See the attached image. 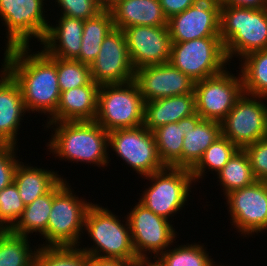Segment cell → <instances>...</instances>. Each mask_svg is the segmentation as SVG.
<instances>
[{
  "instance_id": "6da1fadb",
  "label": "cell",
  "mask_w": 267,
  "mask_h": 266,
  "mask_svg": "<svg viewBox=\"0 0 267 266\" xmlns=\"http://www.w3.org/2000/svg\"><path fill=\"white\" fill-rule=\"evenodd\" d=\"M32 46H17L4 50L2 66L17 81L29 113L47 115L50 118L60 100L57 75V57L43 50L34 52Z\"/></svg>"
},
{
  "instance_id": "7a4b0ae2",
  "label": "cell",
  "mask_w": 267,
  "mask_h": 266,
  "mask_svg": "<svg viewBox=\"0 0 267 266\" xmlns=\"http://www.w3.org/2000/svg\"><path fill=\"white\" fill-rule=\"evenodd\" d=\"M46 130L53 129L47 144L49 151L68 163L92 164L105 168L112 160L108 147V132L93 121L45 122ZM55 127V128H54ZM110 159V160H109Z\"/></svg>"
},
{
  "instance_id": "3957f363",
  "label": "cell",
  "mask_w": 267,
  "mask_h": 266,
  "mask_svg": "<svg viewBox=\"0 0 267 266\" xmlns=\"http://www.w3.org/2000/svg\"><path fill=\"white\" fill-rule=\"evenodd\" d=\"M113 213L108 207L92 203L85 215L84 233L87 232L93 245L79 246L90 256L115 258L136 265L140 260L133 248L128 219L125 215L122 220Z\"/></svg>"
},
{
  "instance_id": "277c9868",
  "label": "cell",
  "mask_w": 267,
  "mask_h": 266,
  "mask_svg": "<svg viewBox=\"0 0 267 266\" xmlns=\"http://www.w3.org/2000/svg\"><path fill=\"white\" fill-rule=\"evenodd\" d=\"M220 38L229 62L267 48V8L221 6Z\"/></svg>"
},
{
  "instance_id": "5b68a950",
  "label": "cell",
  "mask_w": 267,
  "mask_h": 266,
  "mask_svg": "<svg viewBox=\"0 0 267 266\" xmlns=\"http://www.w3.org/2000/svg\"><path fill=\"white\" fill-rule=\"evenodd\" d=\"M63 178L53 188V203L47 223V246H79L84 234L86 212L92 202L75 195Z\"/></svg>"
},
{
  "instance_id": "8992f818",
  "label": "cell",
  "mask_w": 267,
  "mask_h": 266,
  "mask_svg": "<svg viewBox=\"0 0 267 266\" xmlns=\"http://www.w3.org/2000/svg\"><path fill=\"white\" fill-rule=\"evenodd\" d=\"M143 179H147L150 185L141 193L138 201L171 222L174 215L181 214L178 212L188 205L192 185L195 186L191 170L187 168L165 166Z\"/></svg>"
},
{
  "instance_id": "52a82bcc",
  "label": "cell",
  "mask_w": 267,
  "mask_h": 266,
  "mask_svg": "<svg viewBox=\"0 0 267 266\" xmlns=\"http://www.w3.org/2000/svg\"><path fill=\"white\" fill-rule=\"evenodd\" d=\"M95 121L107 132L143 125L144 100L134 80L99 87Z\"/></svg>"
},
{
  "instance_id": "ba28073f",
  "label": "cell",
  "mask_w": 267,
  "mask_h": 266,
  "mask_svg": "<svg viewBox=\"0 0 267 266\" xmlns=\"http://www.w3.org/2000/svg\"><path fill=\"white\" fill-rule=\"evenodd\" d=\"M49 0H0V18L5 27L4 50L17 46H30L31 40L42 42L50 21L47 4ZM46 5V7H45ZM34 38V39H33ZM36 39V40H35Z\"/></svg>"
},
{
  "instance_id": "9c48e42d",
  "label": "cell",
  "mask_w": 267,
  "mask_h": 266,
  "mask_svg": "<svg viewBox=\"0 0 267 266\" xmlns=\"http://www.w3.org/2000/svg\"><path fill=\"white\" fill-rule=\"evenodd\" d=\"M169 62L195 82L222 73L232 63L220 37L172 42Z\"/></svg>"
},
{
  "instance_id": "30bf717a",
  "label": "cell",
  "mask_w": 267,
  "mask_h": 266,
  "mask_svg": "<svg viewBox=\"0 0 267 266\" xmlns=\"http://www.w3.org/2000/svg\"><path fill=\"white\" fill-rule=\"evenodd\" d=\"M134 205L126 215L134 251L139 260H152V255L155 260L173 243H177L179 233L173 227V222L153 213L140 202Z\"/></svg>"
},
{
  "instance_id": "8fae6325",
  "label": "cell",
  "mask_w": 267,
  "mask_h": 266,
  "mask_svg": "<svg viewBox=\"0 0 267 266\" xmlns=\"http://www.w3.org/2000/svg\"><path fill=\"white\" fill-rule=\"evenodd\" d=\"M108 147L140 177L148 176L165 166L161 162L155 137L144 125L108 132Z\"/></svg>"
},
{
  "instance_id": "7c38bea8",
  "label": "cell",
  "mask_w": 267,
  "mask_h": 266,
  "mask_svg": "<svg viewBox=\"0 0 267 266\" xmlns=\"http://www.w3.org/2000/svg\"><path fill=\"white\" fill-rule=\"evenodd\" d=\"M266 102L267 97L243 93L228 115L221 121L222 135L239 149L266 138Z\"/></svg>"
},
{
  "instance_id": "4fadbf2b",
  "label": "cell",
  "mask_w": 267,
  "mask_h": 266,
  "mask_svg": "<svg viewBox=\"0 0 267 266\" xmlns=\"http://www.w3.org/2000/svg\"><path fill=\"white\" fill-rule=\"evenodd\" d=\"M229 67L216 76L195 82L196 113L202 119L221 122L244 93L239 70L235 76Z\"/></svg>"
},
{
  "instance_id": "5bb4252c",
  "label": "cell",
  "mask_w": 267,
  "mask_h": 266,
  "mask_svg": "<svg viewBox=\"0 0 267 266\" xmlns=\"http://www.w3.org/2000/svg\"><path fill=\"white\" fill-rule=\"evenodd\" d=\"M230 224L240 236L252 237L267 230V181L234 190L225 198ZM263 232V233H262Z\"/></svg>"
},
{
  "instance_id": "9a60e30c",
  "label": "cell",
  "mask_w": 267,
  "mask_h": 266,
  "mask_svg": "<svg viewBox=\"0 0 267 266\" xmlns=\"http://www.w3.org/2000/svg\"><path fill=\"white\" fill-rule=\"evenodd\" d=\"M89 66L91 78L99 86L134 80L135 70L130 61L123 30L114 28L107 34L97 58Z\"/></svg>"
},
{
  "instance_id": "2e32d148",
  "label": "cell",
  "mask_w": 267,
  "mask_h": 266,
  "mask_svg": "<svg viewBox=\"0 0 267 266\" xmlns=\"http://www.w3.org/2000/svg\"><path fill=\"white\" fill-rule=\"evenodd\" d=\"M220 2L198 0L183 12L168 19L171 42L220 37Z\"/></svg>"
},
{
  "instance_id": "e0dca14e",
  "label": "cell",
  "mask_w": 267,
  "mask_h": 266,
  "mask_svg": "<svg viewBox=\"0 0 267 266\" xmlns=\"http://www.w3.org/2000/svg\"><path fill=\"white\" fill-rule=\"evenodd\" d=\"M123 31L134 70L169 62L172 42L168 26H131Z\"/></svg>"
},
{
  "instance_id": "ac0fdd59",
  "label": "cell",
  "mask_w": 267,
  "mask_h": 266,
  "mask_svg": "<svg viewBox=\"0 0 267 266\" xmlns=\"http://www.w3.org/2000/svg\"><path fill=\"white\" fill-rule=\"evenodd\" d=\"M134 82L144 102L194 93L195 89V81L170 62L135 70Z\"/></svg>"
},
{
  "instance_id": "d6986e66",
  "label": "cell",
  "mask_w": 267,
  "mask_h": 266,
  "mask_svg": "<svg viewBox=\"0 0 267 266\" xmlns=\"http://www.w3.org/2000/svg\"><path fill=\"white\" fill-rule=\"evenodd\" d=\"M28 112L17 81L3 67L0 68V144H17L21 122ZM23 120V121H22ZM19 133V134H18ZM18 140V141H17Z\"/></svg>"
},
{
  "instance_id": "ffe728a7",
  "label": "cell",
  "mask_w": 267,
  "mask_h": 266,
  "mask_svg": "<svg viewBox=\"0 0 267 266\" xmlns=\"http://www.w3.org/2000/svg\"><path fill=\"white\" fill-rule=\"evenodd\" d=\"M57 18L58 24L49 23L41 49L52 57L75 60L80 53L84 20L59 14Z\"/></svg>"
},
{
  "instance_id": "44dd1931",
  "label": "cell",
  "mask_w": 267,
  "mask_h": 266,
  "mask_svg": "<svg viewBox=\"0 0 267 266\" xmlns=\"http://www.w3.org/2000/svg\"><path fill=\"white\" fill-rule=\"evenodd\" d=\"M99 87L91 80L87 85L61 92L58 107L46 122L95 120Z\"/></svg>"
},
{
  "instance_id": "7402d4cb",
  "label": "cell",
  "mask_w": 267,
  "mask_h": 266,
  "mask_svg": "<svg viewBox=\"0 0 267 266\" xmlns=\"http://www.w3.org/2000/svg\"><path fill=\"white\" fill-rule=\"evenodd\" d=\"M221 122L202 119L197 113L185 118L182 168L192 169L206 149L220 136Z\"/></svg>"
},
{
  "instance_id": "603a6c76",
  "label": "cell",
  "mask_w": 267,
  "mask_h": 266,
  "mask_svg": "<svg viewBox=\"0 0 267 266\" xmlns=\"http://www.w3.org/2000/svg\"><path fill=\"white\" fill-rule=\"evenodd\" d=\"M114 28L168 26L160 0H118L109 9Z\"/></svg>"
},
{
  "instance_id": "cb8c5ba5",
  "label": "cell",
  "mask_w": 267,
  "mask_h": 266,
  "mask_svg": "<svg viewBox=\"0 0 267 266\" xmlns=\"http://www.w3.org/2000/svg\"><path fill=\"white\" fill-rule=\"evenodd\" d=\"M196 113L195 94L175 95L158 100L144 102L143 125L153 131L156 128L177 123Z\"/></svg>"
},
{
  "instance_id": "d4e9b609",
  "label": "cell",
  "mask_w": 267,
  "mask_h": 266,
  "mask_svg": "<svg viewBox=\"0 0 267 266\" xmlns=\"http://www.w3.org/2000/svg\"><path fill=\"white\" fill-rule=\"evenodd\" d=\"M62 174L44 167H33L31 164L19 161L14 173L13 182L16 184L20 198L26 206L38 197L50 192L61 180Z\"/></svg>"
},
{
  "instance_id": "484cf974",
  "label": "cell",
  "mask_w": 267,
  "mask_h": 266,
  "mask_svg": "<svg viewBox=\"0 0 267 266\" xmlns=\"http://www.w3.org/2000/svg\"><path fill=\"white\" fill-rule=\"evenodd\" d=\"M53 203V189L38 197L34 202L25 206L22 216L11 229L14 234L25 237L39 235L43 244L39 246H47V223Z\"/></svg>"
},
{
  "instance_id": "4316f807",
  "label": "cell",
  "mask_w": 267,
  "mask_h": 266,
  "mask_svg": "<svg viewBox=\"0 0 267 266\" xmlns=\"http://www.w3.org/2000/svg\"><path fill=\"white\" fill-rule=\"evenodd\" d=\"M113 29L112 15L108 9H104L93 18L84 20L80 53L75 60L91 65L98 56L104 38Z\"/></svg>"
},
{
  "instance_id": "83f0119b",
  "label": "cell",
  "mask_w": 267,
  "mask_h": 266,
  "mask_svg": "<svg viewBox=\"0 0 267 266\" xmlns=\"http://www.w3.org/2000/svg\"><path fill=\"white\" fill-rule=\"evenodd\" d=\"M184 130L185 118L177 123L162 125L152 131L158 156L164 166L182 168Z\"/></svg>"
},
{
  "instance_id": "f1b7e54d",
  "label": "cell",
  "mask_w": 267,
  "mask_h": 266,
  "mask_svg": "<svg viewBox=\"0 0 267 266\" xmlns=\"http://www.w3.org/2000/svg\"><path fill=\"white\" fill-rule=\"evenodd\" d=\"M239 60L244 93L267 97V48L251 52Z\"/></svg>"
},
{
  "instance_id": "f546056e",
  "label": "cell",
  "mask_w": 267,
  "mask_h": 266,
  "mask_svg": "<svg viewBox=\"0 0 267 266\" xmlns=\"http://www.w3.org/2000/svg\"><path fill=\"white\" fill-rule=\"evenodd\" d=\"M30 238L0 230V266H34L39 245L32 248Z\"/></svg>"
},
{
  "instance_id": "4dcf8cb0",
  "label": "cell",
  "mask_w": 267,
  "mask_h": 266,
  "mask_svg": "<svg viewBox=\"0 0 267 266\" xmlns=\"http://www.w3.org/2000/svg\"><path fill=\"white\" fill-rule=\"evenodd\" d=\"M174 244L165 252L160 254L155 261L159 266H218L220 262L214 261L209 252L206 251L204 243ZM217 262V263H216ZM216 263V264H215Z\"/></svg>"
},
{
  "instance_id": "1f68e13d",
  "label": "cell",
  "mask_w": 267,
  "mask_h": 266,
  "mask_svg": "<svg viewBox=\"0 0 267 266\" xmlns=\"http://www.w3.org/2000/svg\"><path fill=\"white\" fill-rule=\"evenodd\" d=\"M223 190L224 197L237 189L252 185L256 179L252 173L249 158L243 149H239L219 171L216 179Z\"/></svg>"
},
{
  "instance_id": "d6a6232c",
  "label": "cell",
  "mask_w": 267,
  "mask_h": 266,
  "mask_svg": "<svg viewBox=\"0 0 267 266\" xmlns=\"http://www.w3.org/2000/svg\"><path fill=\"white\" fill-rule=\"evenodd\" d=\"M238 150L239 148L235 144L221 135L206 149L202 158L191 169L194 182L203 181L208 171H211L212 174L215 172L217 175Z\"/></svg>"
},
{
  "instance_id": "836d02e7",
  "label": "cell",
  "mask_w": 267,
  "mask_h": 266,
  "mask_svg": "<svg viewBox=\"0 0 267 266\" xmlns=\"http://www.w3.org/2000/svg\"><path fill=\"white\" fill-rule=\"evenodd\" d=\"M34 266H90V255L79 246H38Z\"/></svg>"
},
{
  "instance_id": "e575fe53",
  "label": "cell",
  "mask_w": 267,
  "mask_h": 266,
  "mask_svg": "<svg viewBox=\"0 0 267 266\" xmlns=\"http://www.w3.org/2000/svg\"><path fill=\"white\" fill-rule=\"evenodd\" d=\"M60 92L87 85L91 80L90 66L78 60L57 58Z\"/></svg>"
},
{
  "instance_id": "d590c367",
  "label": "cell",
  "mask_w": 267,
  "mask_h": 266,
  "mask_svg": "<svg viewBox=\"0 0 267 266\" xmlns=\"http://www.w3.org/2000/svg\"><path fill=\"white\" fill-rule=\"evenodd\" d=\"M25 205L14 182L0 191V230H11L22 216Z\"/></svg>"
},
{
  "instance_id": "8d00e7d4",
  "label": "cell",
  "mask_w": 267,
  "mask_h": 266,
  "mask_svg": "<svg viewBox=\"0 0 267 266\" xmlns=\"http://www.w3.org/2000/svg\"><path fill=\"white\" fill-rule=\"evenodd\" d=\"M54 2L61 11L60 15L82 20L93 18L104 10L98 0H55L51 3Z\"/></svg>"
},
{
  "instance_id": "74e56055",
  "label": "cell",
  "mask_w": 267,
  "mask_h": 266,
  "mask_svg": "<svg viewBox=\"0 0 267 266\" xmlns=\"http://www.w3.org/2000/svg\"><path fill=\"white\" fill-rule=\"evenodd\" d=\"M256 180L267 181V137L243 148Z\"/></svg>"
},
{
  "instance_id": "f35d334b",
  "label": "cell",
  "mask_w": 267,
  "mask_h": 266,
  "mask_svg": "<svg viewBox=\"0 0 267 266\" xmlns=\"http://www.w3.org/2000/svg\"><path fill=\"white\" fill-rule=\"evenodd\" d=\"M19 147L11 144H0V191L10 185L14 180V173L18 165Z\"/></svg>"
},
{
  "instance_id": "ab89813d",
  "label": "cell",
  "mask_w": 267,
  "mask_h": 266,
  "mask_svg": "<svg viewBox=\"0 0 267 266\" xmlns=\"http://www.w3.org/2000/svg\"><path fill=\"white\" fill-rule=\"evenodd\" d=\"M198 0H160L161 7L167 19L186 10Z\"/></svg>"
},
{
  "instance_id": "60d3db41",
  "label": "cell",
  "mask_w": 267,
  "mask_h": 266,
  "mask_svg": "<svg viewBox=\"0 0 267 266\" xmlns=\"http://www.w3.org/2000/svg\"><path fill=\"white\" fill-rule=\"evenodd\" d=\"M221 6L262 9L267 8V0H222Z\"/></svg>"
},
{
  "instance_id": "b9f144b4",
  "label": "cell",
  "mask_w": 267,
  "mask_h": 266,
  "mask_svg": "<svg viewBox=\"0 0 267 266\" xmlns=\"http://www.w3.org/2000/svg\"><path fill=\"white\" fill-rule=\"evenodd\" d=\"M90 266H136L132 262L123 261L115 258H105L90 256Z\"/></svg>"
},
{
  "instance_id": "7bdbcfd3",
  "label": "cell",
  "mask_w": 267,
  "mask_h": 266,
  "mask_svg": "<svg viewBox=\"0 0 267 266\" xmlns=\"http://www.w3.org/2000/svg\"><path fill=\"white\" fill-rule=\"evenodd\" d=\"M136 266H159L155 260H140Z\"/></svg>"
},
{
  "instance_id": "ee69618b",
  "label": "cell",
  "mask_w": 267,
  "mask_h": 266,
  "mask_svg": "<svg viewBox=\"0 0 267 266\" xmlns=\"http://www.w3.org/2000/svg\"><path fill=\"white\" fill-rule=\"evenodd\" d=\"M118 0H98L99 4L104 8V9H109L115 2Z\"/></svg>"
},
{
  "instance_id": "f6af8a7d",
  "label": "cell",
  "mask_w": 267,
  "mask_h": 266,
  "mask_svg": "<svg viewBox=\"0 0 267 266\" xmlns=\"http://www.w3.org/2000/svg\"><path fill=\"white\" fill-rule=\"evenodd\" d=\"M218 266H225L224 264L222 265V263H220ZM226 266H227V264H226ZM229 266V265H228Z\"/></svg>"
}]
</instances>
